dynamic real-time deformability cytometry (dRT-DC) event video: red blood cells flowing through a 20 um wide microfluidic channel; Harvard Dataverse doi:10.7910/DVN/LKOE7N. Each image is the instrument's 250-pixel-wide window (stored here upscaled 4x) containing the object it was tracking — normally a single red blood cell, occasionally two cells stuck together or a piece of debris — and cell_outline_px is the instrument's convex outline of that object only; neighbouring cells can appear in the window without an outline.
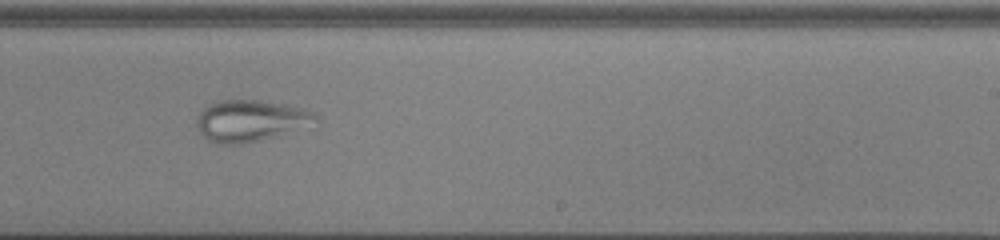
{"species": "common noctule bat (a hibernating species)", "species_latin": "Nyctalus noctula", "temperature_condition": "cold", "stored_images_in_passage": 23, "camera_frame_rate_fps": 3000, "um_per_image_px": 0.085, "animal": {"sex": "male", "body_mass_g": 13.0, "forearm_length_mm": 53.1}, "frame": {"image": 1, "passage_image": 17, "time_ms": 5.333, "image_size_px": [1000, 240], "cell_outline_px": [[320, 120], [276, 136], [260, 140], [240, 144], [216, 144], [208, 140], [196, 128], [196, 116], [208, 104], [220, 100], [260, 100], [284, 104], [304, 108], [312, 112]], "centroid_in_image_um": [21.23, 10.25], "position_along_channel_um": 267.8, "area_um2": 28.61}}
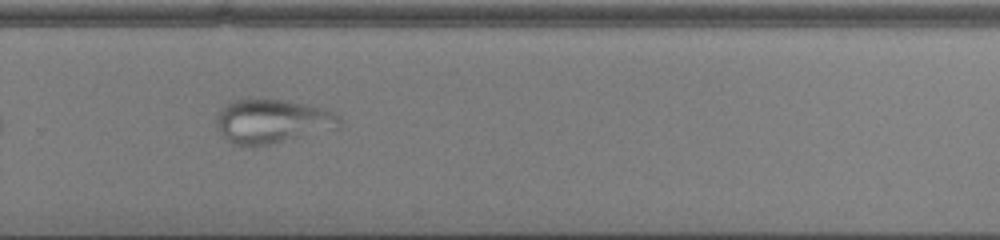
{"frame": {"image": 2, "passage_image": 20, "time_ms": 6.333, "image_size_px": [1000, 240], "cell_outline_px": [[340, 128], [252, 148], [232, 144], [220, 132], [216, 124], [216, 116], [220, 108], [236, 100], [284, 100], [304, 104], [336, 112], [340, 116]], "centroid_in_image_um": [23.14, 10.34], "position_along_channel_um": 306.7, "area_um2": 31.56}}